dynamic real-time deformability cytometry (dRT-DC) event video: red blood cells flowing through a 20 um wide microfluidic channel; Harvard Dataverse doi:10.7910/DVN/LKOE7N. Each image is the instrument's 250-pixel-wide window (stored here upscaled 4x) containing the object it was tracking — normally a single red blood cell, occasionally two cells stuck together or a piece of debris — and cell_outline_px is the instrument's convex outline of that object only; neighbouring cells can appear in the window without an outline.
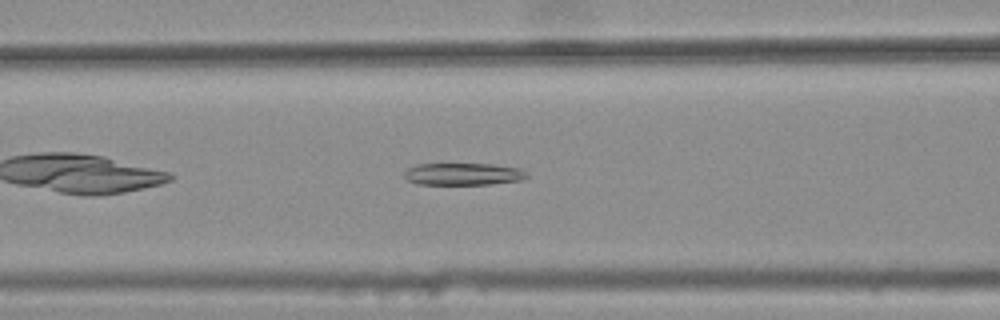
{"species": "common noctule bat (a hibernating species)", "species_latin": "Nyctalus noctula", "temperature_condition": "warm", "stored_images_in_passage": 27, "camera_frame_rate_fps": 3000, "um_per_image_px": 0.085, "animal": {"sex": "female", "body_mass_g": 25.1}, "frame": {"image": 1, "passage_image": 7, "time_ms": 2.0, "image_size_px": [1000, 320], "cell_outline_px": [[528, 176], [520, 180], [488, 184], [416, 184], [408, 180], [404, 176], [404, 172], [408, 168], [416, 164], [492, 164], [520, 168]], "centroid_in_image_um": [39.33, 14.79], "position_along_channel_um": 127.3, "area_um2": 15.66}}
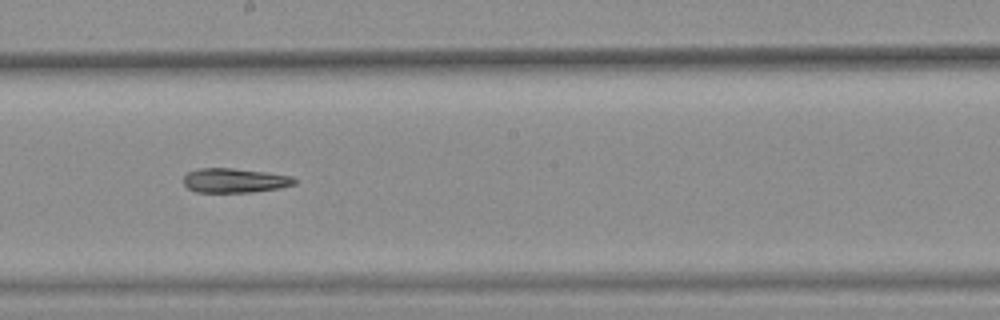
{"frame": {"image": 2, "passage_image": 15, "time_ms": 4.667, "image_size_px": [1000, 320], "cell_outline_px": [[296, 184], [280, 188], [252, 192], [196, 192], [188, 188], [184, 184], [184, 176], [188, 172], [200, 168], [232, 168], [264, 172], [292, 176], [296, 180]], "centroid_in_image_um": [19.95, 15.34], "position_along_channel_um": 228.3, "area_um2": 15.72}}
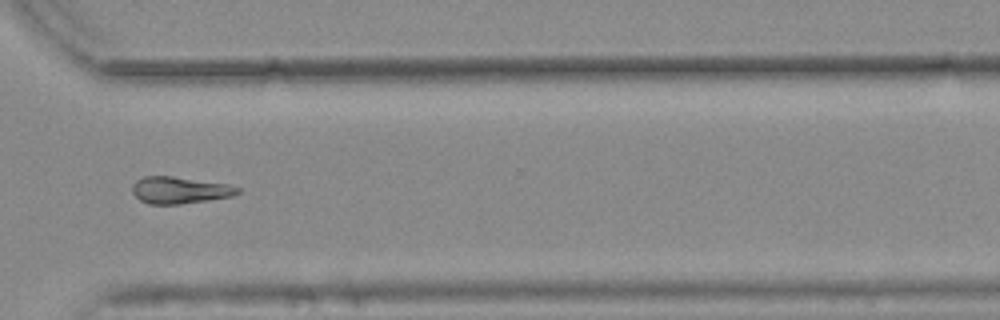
{"frame": {"image": 3, "passage_image": 25, "time_ms": 8.0, "image_size_px": [1000, 320], "cell_outline_px": [[240, 192], [232, 196], [208, 200], [180, 204], [148, 204], [140, 200], [132, 192], [132, 184], [136, 180], [144, 176], [172, 176], [228, 184], [240, 188]], "centroid_in_image_um": [15.25, 16.16], "position_along_channel_um": 355.3, "area_um2": 16.47}}